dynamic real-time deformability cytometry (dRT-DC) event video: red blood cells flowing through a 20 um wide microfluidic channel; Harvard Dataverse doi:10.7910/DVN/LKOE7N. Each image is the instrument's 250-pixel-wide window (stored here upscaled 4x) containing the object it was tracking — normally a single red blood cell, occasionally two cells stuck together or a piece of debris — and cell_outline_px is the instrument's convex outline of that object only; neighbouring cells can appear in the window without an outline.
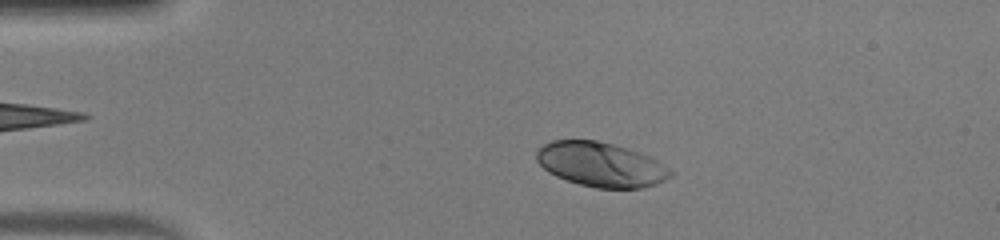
{"species": "human", "species_latin": "Homo sapiens", "temperature_condition": "warm", "stored_images_in_passage": 48, "camera_frame_rate_fps": 3000, "um_per_image_px": 0.085, "donor": {"sex": "male"}, "frame": {"image": 1, "passage_image": 9, "time_ms": 2.667, "image_size_px": [1000, 240], "cell_outline_px": [[676, 172], [672, 176], [656, 184], [640, 188], [596, 188], [580, 184], [556, 176], [548, 172], [536, 160], [536, 148], [552, 140], [596, 140], [628, 148], [648, 156], [672, 168]], "centroid_in_image_um": [51.09, 13.98], "position_along_channel_um": 33.9, "area_um2": 34.85}}
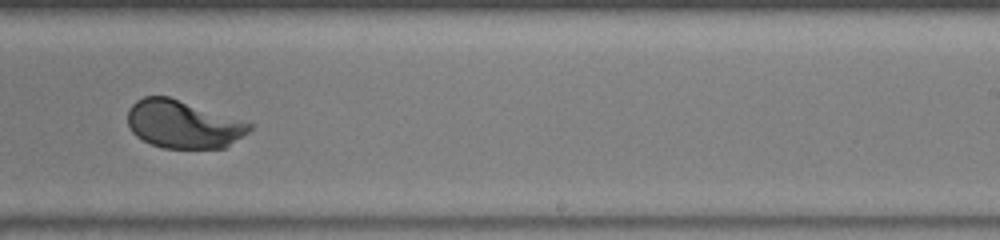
{"frame": {"image": 2, "passage_image": 30, "time_ms": 9.667, "image_size_px": [1000, 240], "cell_outline_px": [[252, 128], [248, 132], [224, 148], [164, 148], [152, 144], [136, 136], [132, 132], [128, 124], [128, 108], [136, 100], [144, 96], [168, 96], [244, 120], [252, 124]], "centroid_in_image_um": [15.56, 10.55], "position_along_channel_um": 273.4, "area_um2": 33.93}}
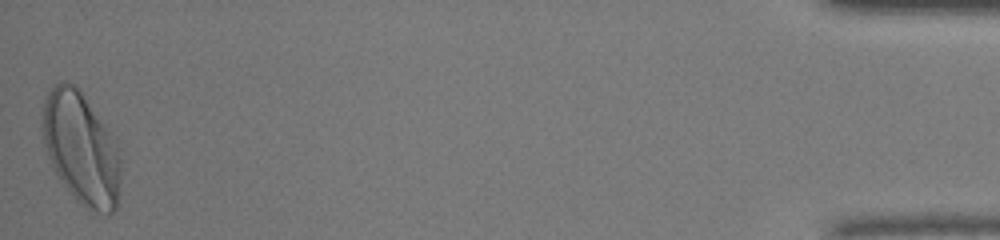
{"frame": {"image": 3, "passage_image": 48, "time_ms": 15.667, "image_size_px": [1000, 240], "cell_outline_px": [[120, 176], [116, 208], [108, 216], [88, 212], [72, 196], [56, 172], [48, 156], [44, 144], [44, 100], [48, 92], [60, 80], [64, 80], [72, 84], [80, 92], [112, 136], [116, 144], [120, 156]], "centroid_in_image_um": [6.92, 12.71], "position_along_channel_um": 428.3, "area_um2": 50.29}, "authors_computed_cell_mechanics": {"area_um2": 35.2869, "velocity_mm_per_s": 4.1272, "shape_relaxation_time_tau1_ms": 1.9119, "shape_relaxation_time_tau2_ms": null, "deformation_change_tau1": 0.1447, "deformation_change_tau2": null}}